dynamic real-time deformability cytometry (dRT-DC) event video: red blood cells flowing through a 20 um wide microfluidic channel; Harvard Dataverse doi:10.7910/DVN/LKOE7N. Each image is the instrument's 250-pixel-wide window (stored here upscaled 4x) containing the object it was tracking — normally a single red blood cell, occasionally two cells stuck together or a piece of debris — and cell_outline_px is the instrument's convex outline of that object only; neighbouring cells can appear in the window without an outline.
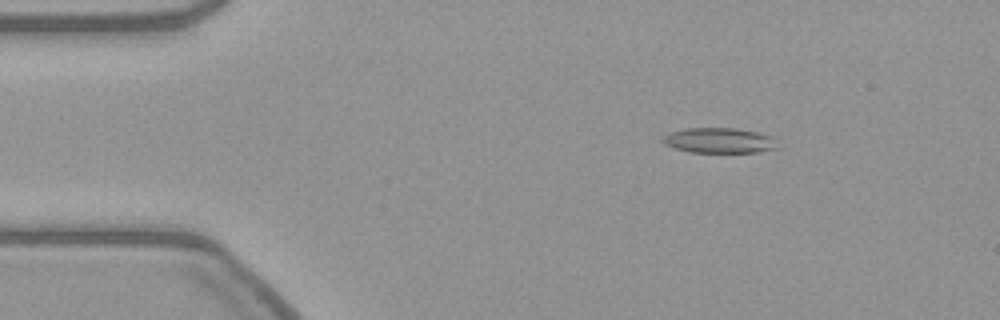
{"species": "common noctule bat (a hibernating species)", "species_latin": "Nyctalus noctula", "temperature_condition": "warm", "stored_images_in_passage": 19, "camera_frame_rate_fps": 3000, "um_per_image_px": 0.085, "animal": {"sex": "female", "body_mass_g": 21.9}, "frame": {"image": 1, "passage_image": 7, "time_ms": 2.0, "image_size_px": [1000, 320], "cell_outline_px": [[784, 148], [760, 152], [688, 152], [664, 144], [660, 140], [664, 136], [672, 132], [688, 128], [736, 128], [756, 132], [772, 136]], "centroid_in_image_um": [61.24, 11.95], "position_along_channel_um": 23.8, "area_um2": 17.11}}
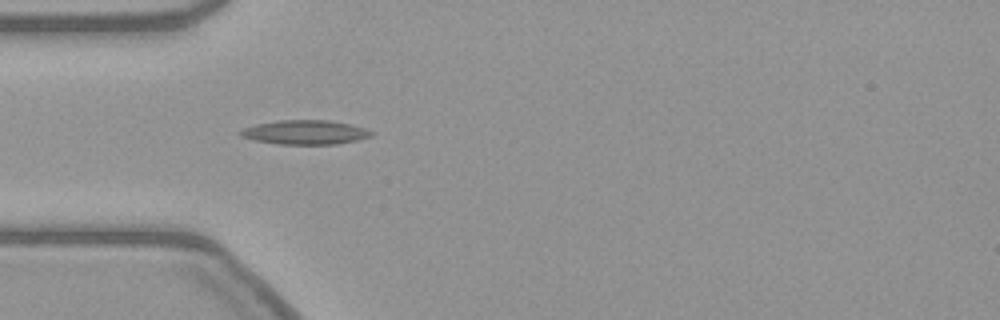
{"frame": {"image": 2, "passage_image": 15, "time_ms": 4.667, "image_size_px": [1000, 320], "cell_outline_px": [[376, 132], [372, 136], [356, 140], [336, 144], [280, 144], [256, 140], [240, 136], [236, 132], [244, 128], [256, 124], [280, 120], [328, 120], [352, 124]], "centroid_in_image_um": [25.95, 11.24], "position_along_channel_um": 59.0, "area_um2": 18.5}}
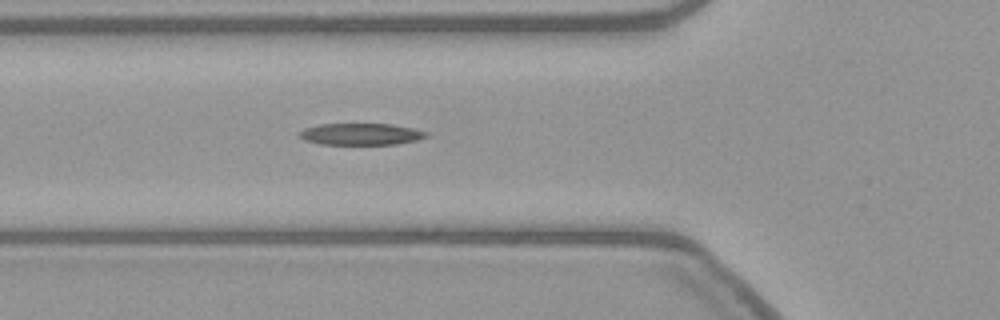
{"frame": {"image": 3, "passage_image": 18, "time_ms": 5.667, "image_size_px": [1000, 320], "cell_outline_px": [[428, 136], [416, 140], [396, 144], [320, 144], [304, 140], [296, 136], [304, 128], [320, 124], [392, 124], [412, 128], [428, 132]], "centroid_in_image_um": [30.64, 11.4], "position_along_channel_um": 95.2, "area_um2": 16.01}}